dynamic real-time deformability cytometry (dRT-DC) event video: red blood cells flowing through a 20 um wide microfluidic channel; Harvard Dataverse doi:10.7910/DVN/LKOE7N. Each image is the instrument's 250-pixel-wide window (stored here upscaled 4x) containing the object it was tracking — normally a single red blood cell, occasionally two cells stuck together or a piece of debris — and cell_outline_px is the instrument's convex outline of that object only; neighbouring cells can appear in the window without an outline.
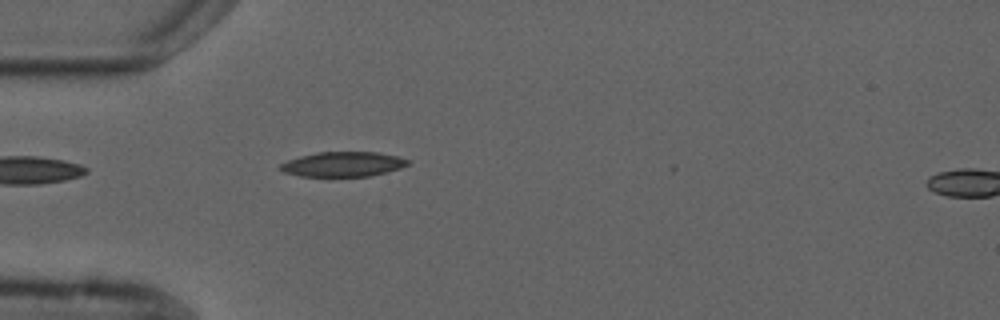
{"species": "common noctule bat (a hibernating species)", "species_latin": "Nyctalus noctula", "temperature_condition": "cold", "stored_images_in_passage": 6, "segment_of_instrument_passage": [1, 2], "camera_frame_rate_fps": 3000, "um_per_image_px": 0.085, "animal": {"sex": "male", "forearm_length_mm": 52.5}, "frame": {"image": 1, "passage_image": 5, "time_ms": 4.667, "image_size_px": [1000, 320], "cell_outline_px": [[412, 160], [408, 164], [400, 168], [388, 172], [368, 176], [300, 176], [284, 172], [280, 168], [280, 164], [288, 160], [300, 156], [316, 152], [376, 152], [400, 156]], "centroid_in_image_um": [29.2, 13.95], "position_along_channel_um": 55.8, "area_um2": 18.5}}